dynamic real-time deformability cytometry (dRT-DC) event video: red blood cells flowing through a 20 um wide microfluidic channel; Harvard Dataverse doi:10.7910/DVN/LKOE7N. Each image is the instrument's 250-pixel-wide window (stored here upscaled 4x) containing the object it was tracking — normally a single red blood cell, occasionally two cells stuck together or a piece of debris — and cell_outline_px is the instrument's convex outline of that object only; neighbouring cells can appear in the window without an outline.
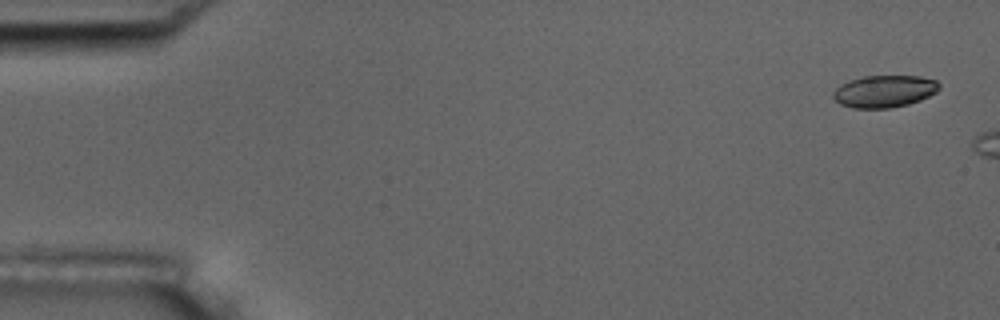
{"species": "common noctule bat (a hibernating species)", "species_latin": "Nyctalus noctula", "temperature_condition": "room temperature", "stored_images_in_passage": 3, "camera_frame_rate_fps": 3000, "um_per_image_px": 0.085, "animal": {"sex": "male", "body_mass_g": 17.5, "forearm_length_mm": 52.3}, "frame": {"image": 1, "passage_image": 1, "time_ms": 0.0, "image_size_px": [1000, 320], "cell_outline_px": [[940, 88], [936, 92], [920, 100], [908, 104], [888, 108], [852, 108], [840, 104], [832, 96], [832, 92], [840, 84], [848, 80], [864, 76], [920, 76], [936, 80], [940, 84]], "centroid_in_image_um": [75.15, 7.75], "position_along_channel_um": 9.8, "area_um2": 19.94}}